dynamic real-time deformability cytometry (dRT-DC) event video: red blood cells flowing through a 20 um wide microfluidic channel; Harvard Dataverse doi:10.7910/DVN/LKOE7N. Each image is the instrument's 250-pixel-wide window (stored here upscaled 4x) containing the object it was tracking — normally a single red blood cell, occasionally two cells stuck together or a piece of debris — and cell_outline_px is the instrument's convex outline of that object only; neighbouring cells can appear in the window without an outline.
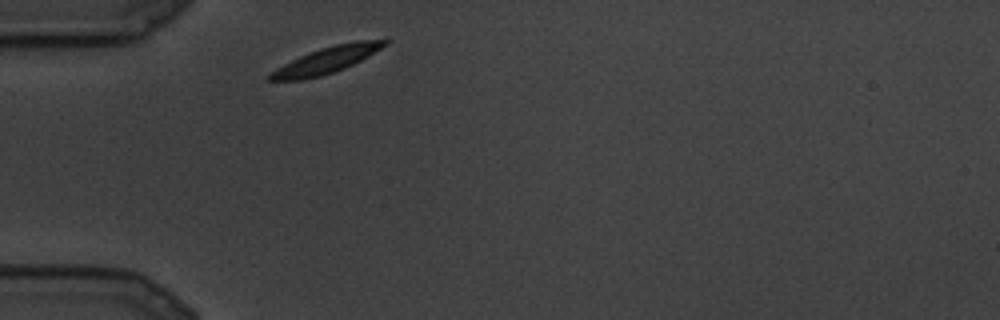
{"species": "common noctule bat (a hibernating species)", "species_latin": "Nyctalus noctula", "temperature_condition": "cold", "stored_images_in_passage": 6, "camera_frame_rate_fps": 3000, "um_per_image_px": 0.085, "animal": {"sex": "male", "body_mass_g": 19.5, "forearm_length_mm": 54.6}, "frame": {"image": 1, "passage_image": 1, "time_ms": 0.0, "image_size_px": [1000, 320], "cell_outline_px": [[392, 40], [388, 44], [360, 60], [344, 68], [320, 76], [300, 80], [268, 80], [268, 76], [272, 72], [284, 64], [300, 56], [320, 48], [336, 44], [356, 40]], "centroid_in_image_um": [27.77, 5.1], "position_along_channel_um": 57.2, "area_um2": 17.11}}
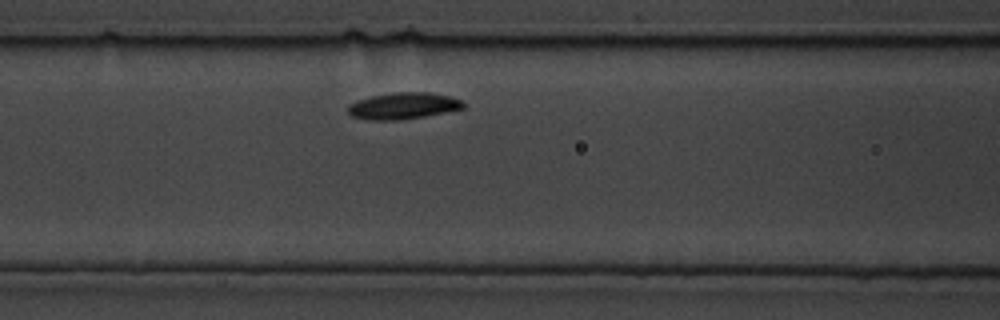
{"frame": {"image": 2, "passage_image": 4, "time_ms": 1.0, "image_size_px": [1000, 320], "cell_outline_px": [[464, 108], [424, 116], [400, 120], [368, 120], [352, 116], [348, 112], [348, 104], [356, 100], [372, 96], [396, 92], [428, 92], [448, 96], [464, 100]], "centroid_in_image_um": [34.26, 8.99], "position_along_channel_um": 132.3, "area_um2": 17.8}}
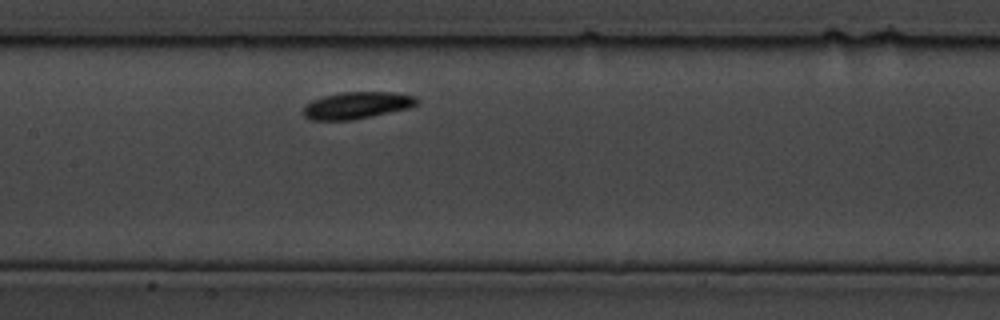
{"frame": {"image": 3, "passage_image": 6, "time_ms": 1.667, "image_size_px": [1000, 320], "cell_outline_px": [[420, 100], [416, 104], [408, 108], [372, 116], [352, 120], [308, 120], [304, 116], [304, 108], [312, 100], [324, 96], [340, 92], [392, 92], [416, 96]], "centroid_in_image_um": [30.34, 8.95], "position_along_channel_um": 177.1, "area_um2": 17.74}}